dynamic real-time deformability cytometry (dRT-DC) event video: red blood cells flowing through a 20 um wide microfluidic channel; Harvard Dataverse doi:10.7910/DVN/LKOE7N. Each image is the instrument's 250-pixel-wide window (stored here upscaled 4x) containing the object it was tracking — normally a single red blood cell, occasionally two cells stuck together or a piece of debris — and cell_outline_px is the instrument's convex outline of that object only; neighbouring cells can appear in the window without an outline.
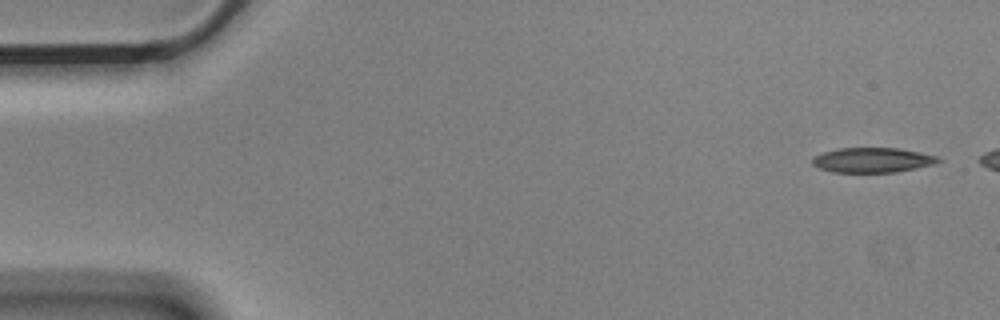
{"species": "Egyptian fruit bat (a non-hibernating species)", "species_latin": "Rousettus aegyptiacus", "temperature_condition": "cold", "stored_images_in_passage": 6, "camera_frame_rate_fps": 3000, "um_per_image_px": 0.085, "animal": {"sex": "male"}, "frame": {"image": 1, "passage_image": 1, "time_ms": 0.0, "image_size_px": [1000, 320], "cell_outline_px": [[940, 160], [932, 164], [916, 168], [896, 172], [832, 172], [820, 168], [812, 164], [812, 156], [824, 152], [840, 148], [900, 148], [920, 152], [936, 156]], "centroid_in_image_um": [74.12, 13.6], "position_along_channel_um": 10.9, "area_um2": 18.09}}
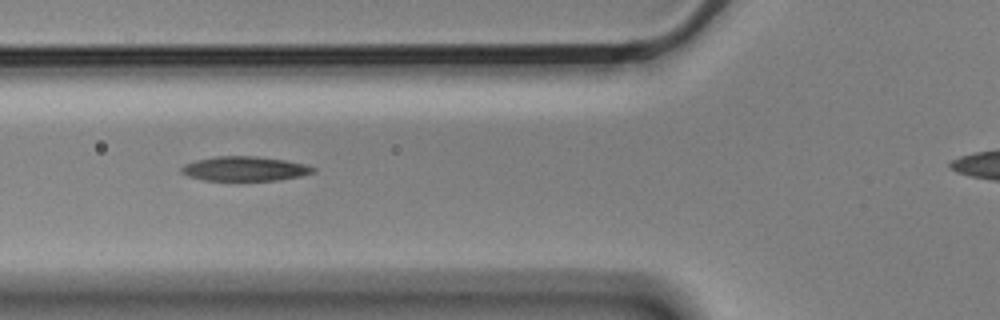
{"frame": {"image": 2, "passage_image": 6, "time_ms": 1.667, "image_size_px": [1000, 320], "cell_outline_px": [[316, 172], [300, 176], [276, 180], [204, 180], [188, 176], [180, 172], [180, 168], [184, 164], [196, 160], [216, 156], [256, 156], [284, 160], [304, 164], [316, 168]], "centroid_in_image_um": [20.78, 14.34], "position_along_channel_um": 105.0, "area_um2": 18.73}}